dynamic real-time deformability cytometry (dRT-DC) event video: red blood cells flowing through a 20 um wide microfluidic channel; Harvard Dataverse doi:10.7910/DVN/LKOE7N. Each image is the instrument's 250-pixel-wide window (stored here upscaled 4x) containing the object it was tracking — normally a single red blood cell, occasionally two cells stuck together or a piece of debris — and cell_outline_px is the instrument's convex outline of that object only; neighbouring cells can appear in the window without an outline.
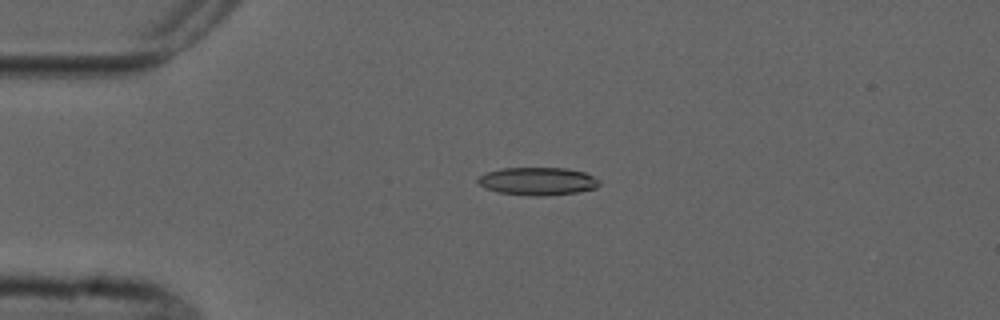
{"species": "common noctule bat (a hibernating species)", "species_latin": "Nyctalus noctula", "temperature_condition": "cold", "stored_images_in_passage": 5, "camera_frame_rate_fps": 3000, "um_per_image_px": 0.085, "animal": {"sex": "male", "forearm_length_mm": 52.5}, "frame": {"image": 1, "passage_image": 4, "time_ms": 3.667, "image_size_px": [1000, 320], "cell_outline_px": [[600, 184], [596, 188], [576, 192], [544, 196], [532, 196], [496, 192], [484, 188], [476, 180], [480, 176], [488, 172], [500, 168], [564, 168], [584, 172], [600, 180]], "centroid_in_image_um": [45.69, 15.41], "position_along_channel_um": 39.3, "area_um2": 19.71}}